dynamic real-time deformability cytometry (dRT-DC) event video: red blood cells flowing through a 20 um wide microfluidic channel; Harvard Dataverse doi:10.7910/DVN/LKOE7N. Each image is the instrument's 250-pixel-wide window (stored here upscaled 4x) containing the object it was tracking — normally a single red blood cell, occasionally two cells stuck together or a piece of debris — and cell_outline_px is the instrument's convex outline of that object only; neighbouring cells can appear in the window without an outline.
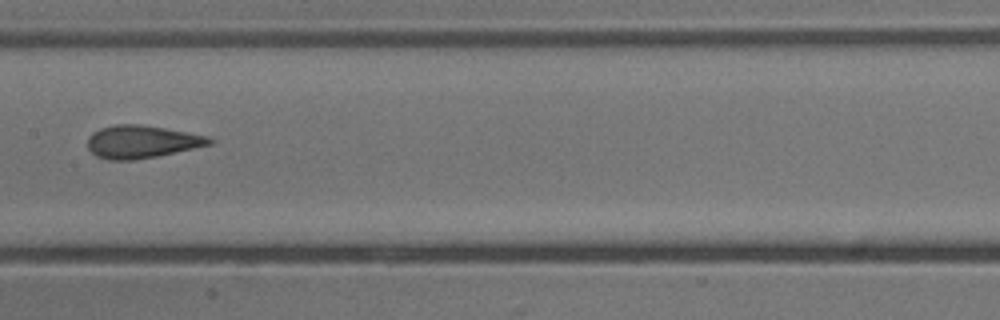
{"species": "common noctule bat (a hibernating species)", "species_latin": "Nyctalus noctula", "temperature_condition": "cold", "stored_images_in_passage": 12, "camera_frame_rate_fps": 3000, "um_per_image_px": 0.085, "animal": {"sex": "male", "body_mass_g": 13.3}, "frame": {"image": 1, "passage_image": 9, "time_ms": 10.333, "image_size_px": [1000, 320], "cell_outline_px": [[216, 140], [212, 144], [156, 156], [132, 160], [108, 160], [96, 156], [88, 148], [88, 136], [92, 132], [100, 128], [116, 124], [144, 124], [208, 136]], "centroid_in_image_um": [12.03, 12.04], "position_along_channel_um": 195.4, "area_um2": 23.29}}
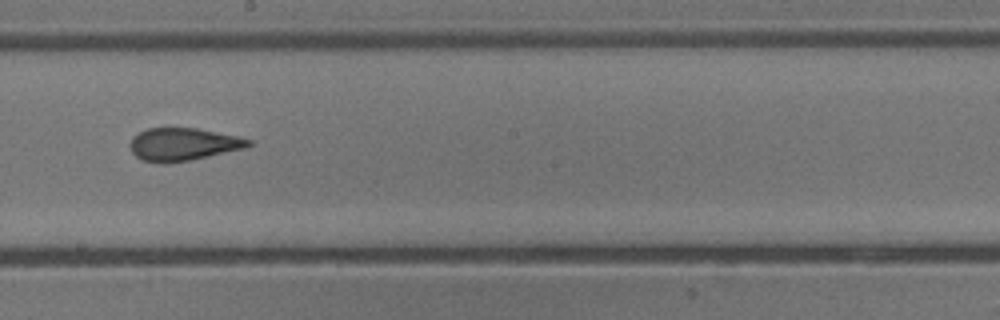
{"frame": {"image": 2, "passage_image": 10, "time_ms": 11.333, "image_size_px": [1000, 320], "cell_outline_px": [[252, 144], [244, 148], [208, 156], [168, 164], [164, 164], [140, 160], [132, 152], [128, 144], [132, 136], [148, 128], [196, 128], [240, 136], [252, 140]], "centroid_in_image_um": [15.53, 12.27], "position_along_channel_um": 232.7, "area_um2": 22.72}}
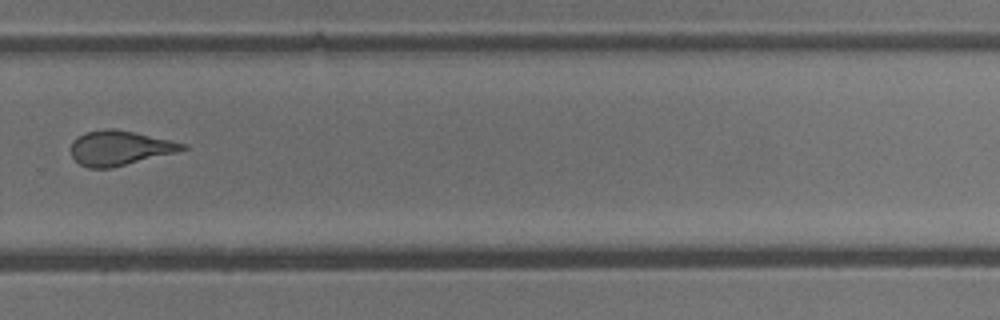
{"frame": {"image": 3, "passage_image": 12, "time_ms": 13.667, "image_size_px": [1000, 320], "cell_outline_px": [[188, 148], [176, 152], [112, 168], [88, 168], [80, 164], [72, 156], [72, 140], [88, 132], [104, 128], [116, 128], [168, 140], [184, 144]], "centroid_in_image_um": [10.14, 12.58], "position_along_channel_um": 319.7, "area_um2": 22.14}}